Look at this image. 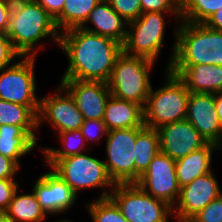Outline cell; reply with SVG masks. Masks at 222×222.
Masks as SVG:
<instances>
[{
	"label": "cell",
	"instance_id": "25",
	"mask_svg": "<svg viewBox=\"0 0 222 222\" xmlns=\"http://www.w3.org/2000/svg\"><path fill=\"white\" fill-rule=\"evenodd\" d=\"M20 126L24 131L38 130V115L28 106L0 99V126Z\"/></svg>",
	"mask_w": 222,
	"mask_h": 222
},
{
	"label": "cell",
	"instance_id": "20",
	"mask_svg": "<svg viewBox=\"0 0 222 222\" xmlns=\"http://www.w3.org/2000/svg\"><path fill=\"white\" fill-rule=\"evenodd\" d=\"M222 148L214 143H207L201 149L191 152L185 157L176 160L175 170L179 187L190 184L194 179L212 170V155L214 151H221Z\"/></svg>",
	"mask_w": 222,
	"mask_h": 222
},
{
	"label": "cell",
	"instance_id": "17",
	"mask_svg": "<svg viewBox=\"0 0 222 222\" xmlns=\"http://www.w3.org/2000/svg\"><path fill=\"white\" fill-rule=\"evenodd\" d=\"M168 70L177 75L190 92L206 94L222 92V66L170 65Z\"/></svg>",
	"mask_w": 222,
	"mask_h": 222
},
{
	"label": "cell",
	"instance_id": "9",
	"mask_svg": "<svg viewBox=\"0 0 222 222\" xmlns=\"http://www.w3.org/2000/svg\"><path fill=\"white\" fill-rule=\"evenodd\" d=\"M18 62L0 70V99L30 107L37 115L40 98L36 95L34 56H21Z\"/></svg>",
	"mask_w": 222,
	"mask_h": 222
},
{
	"label": "cell",
	"instance_id": "1",
	"mask_svg": "<svg viewBox=\"0 0 222 222\" xmlns=\"http://www.w3.org/2000/svg\"><path fill=\"white\" fill-rule=\"evenodd\" d=\"M59 47L69 60L61 79L108 82L122 44L81 27L60 34Z\"/></svg>",
	"mask_w": 222,
	"mask_h": 222
},
{
	"label": "cell",
	"instance_id": "27",
	"mask_svg": "<svg viewBox=\"0 0 222 222\" xmlns=\"http://www.w3.org/2000/svg\"><path fill=\"white\" fill-rule=\"evenodd\" d=\"M181 21L205 23L216 11L222 8V0H180Z\"/></svg>",
	"mask_w": 222,
	"mask_h": 222
},
{
	"label": "cell",
	"instance_id": "42",
	"mask_svg": "<svg viewBox=\"0 0 222 222\" xmlns=\"http://www.w3.org/2000/svg\"><path fill=\"white\" fill-rule=\"evenodd\" d=\"M0 222H12L5 212H0Z\"/></svg>",
	"mask_w": 222,
	"mask_h": 222
},
{
	"label": "cell",
	"instance_id": "34",
	"mask_svg": "<svg viewBox=\"0 0 222 222\" xmlns=\"http://www.w3.org/2000/svg\"><path fill=\"white\" fill-rule=\"evenodd\" d=\"M141 11L145 12H181L180 0H140Z\"/></svg>",
	"mask_w": 222,
	"mask_h": 222
},
{
	"label": "cell",
	"instance_id": "21",
	"mask_svg": "<svg viewBox=\"0 0 222 222\" xmlns=\"http://www.w3.org/2000/svg\"><path fill=\"white\" fill-rule=\"evenodd\" d=\"M39 139L36 131H24L20 126H0V154L15 160L20 166L19 159L30 153Z\"/></svg>",
	"mask_w": 222,
	"mask_h": 222
},
{
	"label": "cell",
	"instance_id": "39",
	"mask_svg": "<svg viewBox=\"0 0 222 222\" xmlns=\"http://www.w3.org/2000/svg\"><path fill=\"white\" fill-rule=\"evenodd\" d=\"M12 3L0 0V32L7 33L9 28Z\"/></svg>",
	"mask_w": 222,
	"mask_h": 222
},
{
	"label": "cell",
	"instance_id": "14",
	"mask_svg": "<svg viewBox=\"0 0 222 222\" xmlns=\"http://www.w3.org/2000/svg\"><path fill=\"white\" fill-rule=\"evenodd\" d=\"M36 179L32 190L46 215L64 214L77 202L78 196L51 168Z\"/></svg>",
	"mask_w": 222,
	"mask_h": 222
},
{
	"label": "cell",
	"instance_id": "36",
	"mask_svg": "<svg viewBox=\"0 0 222 222\" xmlns=\"http://www.w3.org/2000/svg\"><path fill=\"white\" fill-rule=\"evenodd\" d=\"M19 188L15 179H0V212H5L14 192Z\"/></svg>",
	"mask_w": 222,
	"mask_h": 222
},
{
	"label": "cell",
	"instance_id": "28",
	"mask_svg": "<svg viewBox=\"0 0 222 222\" xmlns=\"http://www.w3.org/2000/svg\"><path fill=\"white\" fill-rule=\"evenodd\" d=\"M86 206L93 222H128L110 197L92 200Z\"/></svg>",
	"mask_w": 222,
	"mask_h": 222
},
{
	"label": "cell",
	"instance_id": "33",
	"mask_svg": "<svg viewBox=\"0 0 222 222\" xmlns=\"http://www.w3.org/2000/svg\"><path fill=\"white\" fill-rule=\"evenodd\" d=\"M189 222H222V194L207 204Z\"/></svg>",
	"mask_w": 222,
	"mask_h": 222
},
{
	"label": "cell",
	"instance_id": "3",
	"mask_svg": "<svg viewBox=\"0 0 222 222\" xmlns=\"http://www.w3.org/2000/svg\"><path fill=\"white\" fill-rule=\"evenodd\" d=\"M174 30L171 57L166 65L211 64L222 66V32L204 23L180 21Z\"/></svg>",
	"mask_w": 222,
	"mask_h": 222
},
{
	"label": "cell",
	"instance_id": "11",
	"mask_svg": "<svg viewBox=\"0 0 222 222\" xmlns=\"http://www.w3.org/2000/svg\"><path fill=\"white\" fill-rule=\"evenodd\" d=\"M56 89L55 93L40 98L38 130L43 121L50 123L58 133L80 130L84 119L74 98L61 83Z\"/></svg>",
	"mask_w": 222,
	"mask_h": 222
},
{
	"label": "cell",
	"instance_id": "10",
	"mask_svg": "<svg viewBox=\"0 0 222 222\" xmlns=\"http://www.w3.org/2000/svg\"><path fill=\"white\" fill-rule=\"evenodd\" d=\"M143 127L108 131L105 145L107 158L103 162L115 184L135 183L134 148L137 134Z\"/></svg>",
	"mask_w": 222,
	"mask_h": 222
},
{
	"label": "cell",
	"instance_id": "12",
	"mask_svg": "<svg viewBox=\"0 0 222 222\" xmlns=\"http://www.w3.org/2000/svg\"><path fill=\"white\" fill-rule=\"evenodd\" d=\"M175 164L176 160L159 152L136 182L146 193L166 202L172 208L180 193Z\"/></svg>",
	"mask_w": 222,
	"mask_h": 222
},
{
	"label": "cell",
	"instance_id": "32",
	"mask_svg": "<svg viewBox=\"0 0 222 222\" xmlns=\"http://www.w3.org/2000/svg\"><path fill=\"white\" fill-rule=\"evenodd\" d=\"M111 7L128 23L139 18L141 11L140 0H107Z\"/></svg>",
	"mask_w": 222,
	"mask_h": 222
},
{
	"label": "cell",
	"instance_id": "15",
	"mask_svg": "<svg viewBox=\"0 0 222 222\" xmlns=\"http://www.w3.org/2000/svg\"><path fill=\"white\" fill-rule=\"evenodd\" d=\"M156 130L160 152L173 160L185 157L208 143L187 119L162 125Z\"/></svg>",
	"mask_w": 222,
	"mask_h": 222
},
{
	"label": "cell",
	"instance_id": "37",
	"mask_svg": "<svg viewBox=\"0 0 222 222\" xmlns=\"http://www.w3.org/2000/svg\"><path fill=\"white\" fill-rule=\"evenodd\" d=\"M20 167L15 160L0 154V179H15Z\"/></svg>",
	"mask_w": 222,
	"mask_h": 222
},
{
	"label": "cell",
	"instance_id": "30",
	"mask_svg": "<svg viewBox=\"0 0 222 222\" xmlns=\"http://www.w3.org/2000/svg\"><path fill=\"white\" fill-rule=\"evenodd\" d=\"M214 114H217L215 94L190 92L186 116H204Z\"/></svg>",
	"mask_w": 222,
	"mask_h": 222
},
{
	"label": "cell",
	"instance_id": "23",
	"mask_svg": "<svg viewBox=\"0 0 222 222\" xmlns=\"http://www.w3.org/2000/svg\"><path fill=\"white\" fill-rule=\"evenodd\" d=\"M135 183L148 169L150 162L160 152L157 130L144 126L137 134L135 143Z\"/></svg>",
	"mask_w": 222,
	"mask_h": 222
},
{
	"label": "cell",
	"instance_id": "6",
	"mask_svg": "<svg viewBox=\"0 0 222 222\" xmlns=\"http://www.w3.org/2000/svg\"><path fill=\"white\" fill-rule=\"evenodd\" d=\"M164 78L162 86L151 88L144 107V125L154 129L184 120L187 114L190 91L185 83L169 70Z\"/></svg>",
	"mask_w": 222,
	"mask_h": 222
},
{
	"label": "cell",
	"instance_id": "8",
	"mask_svg": "<svg viewBox=\"0 0 222 222\" xmlns=\"http://www.w3.org/2000/svg\"><path fill=\"white\" fill-rule=\"evenodd\" d=\"M128 222H170L173 210L136 183L116 184L109 196Z\"/></svg>",
	"mask_w": 222,
	"mask_h": 222
},
{
	"label": "cell",
	"instance_id": "26",
	"mask_svg": "<svg viewBox=\"0 0 222 222\" xmlns=\"http://www.w3.org/2000/svg\"><path fill=\"white\" fill-rule=\"evenodd\" d=\"M57 134L59 135L58 138H60L58 141L62 143V149L38 145V150L40 149L42 151L44 158H66L87 152L89 151L87 148L91 147H87L88 145H86L87 143L80 130L60 132Z\"/></svg>",
	"mask_w": 222,
	"mask_h": 222
},
{
	"label": "cell",
	"instance_id": "22",
	"mask_svg": "<svg viewBox=\"0 0 222 222\" xmlns=\"http://www.w3.org/2000/svg\"><path fill=\"white\" fill-rule=\"evenodd\" d=\"M14 192L6 215L12 222H43L48 216L42 210L33 190L31 193Z\"/></svg>",
	"mask_w": 222,
	"mask_h": 222
},
{
	"label": "cell",
	"instance_id": "13",
	"mask_svg": "<svg viewBox=\"0 0 222 222\" xmlns=\"http://www.w3.org/2000/svg\"><path fill=\"white\" fill-rule=\"evenodd\" d=\"M214 172L194 179L180 188L178 199L172 208L176 222H189L207 204L222 194Z\"/></svg>",
	"mask_w": 222,
	"mask_h": 222
},
{
	"label": "cell",
	"instance_id": "43",
	"mask_svg": "<svg viewBox=\"0 0 222 222\" xmlns=\"http://www.w3.org/2000/svg\"><path fill=\"white\" fill-rule=\"evenodd\" d=\"M4 1H8V2L14 4V3H18V2H22V1H26V0H4Z\"/></svg>",
	"mask_w": 222,
	"mask_h": 222
},
{
	"label": "cell",
	"instance_id": "7",
	"mask_svg": "<svg viewBox=\"0 0 222 222\" xmlns=\"http://www.w3.org/2000/svg\"><path fill=\"white\" fill-rule=\"evenodd\" d=\"M181 21V12H145L128 23L123 52L131 56L145 57L157 61L164 45L165 27L169 15ZM166 15V16H165ZM168 15V16H167ZM167 17V19H166Z\"/></svg>",
	"mask_w": 222,
	"mask_h": 222
},
{
	"label": "cell",
	"instance_id": "35",
	"mask_svg": "<svg viewBox=\"0 0 222 222\" xmlns=\"http://www.w3.org/2000/svg\"><path fill=\"white\" fill-rule=\"evenodd\" d=\"M20 57L21 55L13 48L7 33L0 32V70L11 66Z\"/></svg>",
	"mask_w": 222,
	"mask_h": 222
},
{
	"label": "cell",
	"instance_id": "41",
	"mask_svg": "<svg viewBox=\"0 0 222 222\" xmlns=\"http://www.w3.org/2000/svg\"><path fill=\"white\" fill-rule=\"evenodd\" d=\"M215 105L220 123L222 124V92L215 94Z\"/></svg>",
	"mask_w": 222,
	"mask_h": 222
},
{
	"label": "cell",
	"instance_id": "31",
	"mask_svg": "<svg viewBox=\"0 0 222 222\" xmlns=\"http://www.w3.org/2000/svg\"><path fill=\"white\" fill-rule=\"evenodd\" d=\"M81 134L85 138L87 145L100 144L102 137L107 136L108 129L103 119L84 120L80 128Z\"/></svg>",
	"mask_w": 222,
	"mask_h": 222
},
{
	"label": "cell",
	"instance_id": "5",
	"mask_svg": "<svg viewBox=\"0 0 222 222\" xmlns=\"http://www.w3.org/2000/svg\"><path fill=\"white\" fill-rule=\"evenodd\" d=\"M155 64L148 58L122 52L107 82L111 95L144 108L152 88L150 74Z\"/></svg>",
	"mask_w": 222,
	"mask_h": 222
},
{
	"label": "cell",
	"instance_id": "4",
	"mask_svg": "<svg viewBox=\"0 0 222 222\" xmlns=\"http://www.w3.org/2000/svg\"><path fill=\"white\" fill-rule=\"evenodd\" d=\"M88 153L87 151L66 158H44V161L77 196L82 190L102 188L104 190L96 199L107 198L116 184L110 178L104 160L89 156Z\"/></svg>",
	"mask_w": 222,
	"mask_h": 222
},
{
	"label": "cell",
	"instance_id": "18",
	"mask_svg": "<svg viewBox=\"0 0 222 222\" xmlns=\"http://www.w3.org/2000/svg\"><path fill=\"white\" fill-rule=\"evenodd\" d=\"M88 23L94 27H89ZM127 26L128 22L111 7L110 3L107 0H101L89 13L81 28L113 39L123 45L126 39Z\"/></svg>",
	"mask_w": 222,
	"mask_h": 222
},
{
	"label": "cell",
	"instance_id": "16",
	"mask_svg": "<svg viewBox=\"0 0 222 222\" xmlns=\"http://www.w3.org/2000/svg\"><path fill=\"white\" fill-rule=\"evenodd\" d=\"M59 83L72 95L84 120L103 119L106 102L111 96L106 82L61 79Z\"/></svg>",
	"mask_w": 222,
	"mask_h": 222
},
{
	"label": "cell",
	"instance_id": "29",
	"mask_svg": "<svg viewBox=\"0 0 222 222\" xmlns=\"http://www.w3.org/2000/svg\"><path fill=\"white\" fill-rule=\"evenodd\" d=\"M186 119L208 143H214L222 148V124L220 123L218 114L186 116Z\"/></svg>",
	"mask_w": 222,
	"mask_h": 222
},
{
	"label": "cell",
	"instance_id": "2",
	"mask_svg": "<svg viewBox=\"0 0 222 222\" xmlns=\"http://www.w3.org/2000/svg\"><path fill=\"white\" fill-rule=\"evenodd\" d=\"M60 34L55 19L36 0L12 4L7 35L21 56L36 57L38 49H45L42 40L59 44Z\"/></svg>",
	"mask_w": 222,
	"mask_h": 222
},
{
	"label": "cell",
	"instance_id": "19",
	"mask_svg": "<svg viewBox=\"0 0 222 222\" xmlns=\"http://www.w3.org/2000/svg\"><path fill=\"white\" fill-rule=\"evenodd\" d=\"M103 122L108 131L145 126L144 108L111 95L105 105Z\"/></svg>",
	"mask_w": 222,
	"mask_h": 222
},
{
	"label": "cell",
	"instance_id": "24",
	"mask_svg": "<svg viewBox=\"0 0 222 222\" xmlns=\"http://www.w3.org/2000/svg\"><path fill=\"white\" fill-rule=\"evenodd\" d=\"M101 0H65L62 13L55 19L56 26L61 31L81 27L89 13ZM61 29V30H60Z\"/></svg>",
	"mask_w": 222,
	"mask_h": 222
},
{
	"label": "cell",
	"instance_id": "40",
	"mask_svg": "<svg viewBox=\"0 0 222 222\" xmlns=\"http://www.w3.org/2000/svg\"><path fill=\"white\" fill-rule=\"evenodd\" d=\"M204 24L210 29L222 32V8L213 13Z\"/></svg>",
	"mask_w": 222,
	"mask_h": 222
},
{
	"label": "cell",
	"instance_id": "38",
	"mask_svg": "<svg viewBox=\"0 0 222 222\" xmlns=\"http://www.w3.org/2000/svg\"><path fill=\"white\" fill-rule=\"evenodd\" d=\"M54 19H56L63 10L65 0H36Z\"/></svg>",
	"mask_w": 222,
	"mask_h": 222
},
{
	"label": "cell",
	"instance_id": "44",
	"mask_svg": "<svg viewBox=\"0 0 222 222\" xmlns=\"http://www.w3.org/2000/svg\"><path fill=\"white\" fill-rule=\"evenodd\" d=\"M54 222H74V221H71V220H69V219H61V220H56V221H54Z\"/></svg>",
	"mask_w": 222,
	"mask_h": 222
}]
</instances>
